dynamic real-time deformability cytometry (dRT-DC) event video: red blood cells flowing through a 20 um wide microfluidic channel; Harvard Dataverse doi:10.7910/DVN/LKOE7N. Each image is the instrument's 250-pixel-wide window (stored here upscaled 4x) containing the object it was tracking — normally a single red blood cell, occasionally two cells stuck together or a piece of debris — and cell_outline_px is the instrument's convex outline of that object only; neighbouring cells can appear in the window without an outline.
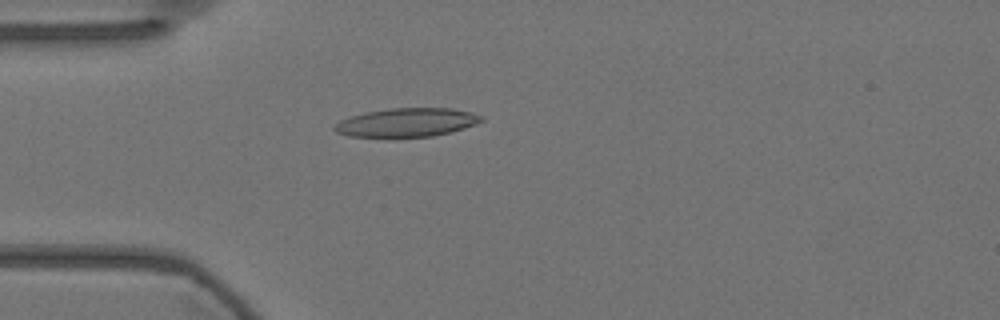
{"species": "Egyptian fruit bat (a non-hibernating species)", "species_latin": "Rousettus aegyptiacus", "temperature_condition": "warm", "stored_images_in_passage": 55, "camera_frame_rate_fps": 3000, "um_per_image_px": 0.085, "animal": {"sex": "female"}, "frame": {"image": 1, "passage_image": 14, "time_ms": 4.333, "image_size_px": [1000, 320], "cell_outline_px": [[484, 120], [476, 124], [464, 128], [432, 136], [348, 136], [336, 132], [332, 128], [340, 120], [364, 112], [392, 108], [452, 108], [472, 112], [484, 116]], "centroid_in_image_um": [34.6, 10.39], "position_along_channel_um": 50.4, "area_um2": 24.28}}
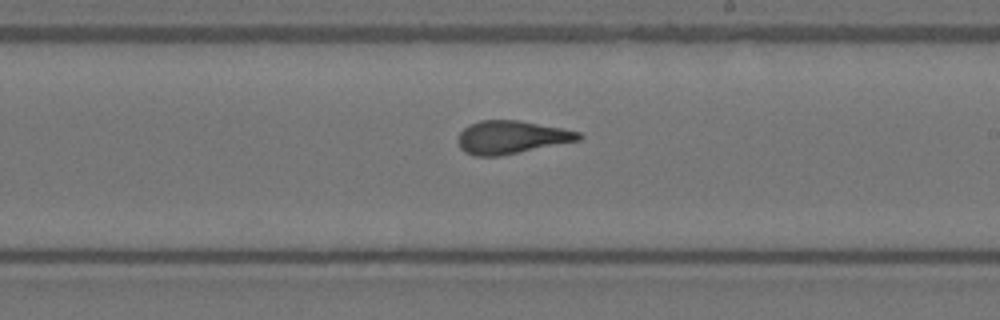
{"frame": {"image": 2, "passage_image": 31, "time_ms": 10.0, "image_size_px": [1000, 320], "cell_outline_px": [[584, 136], [580, 140], [500, 156], [476, 156], [464, 152], [460, 148], [456, 140], [460, 132], [468, 124], [480, 120], [516, 120], [560, 128], [580, 132]], "centroid_in_image_um": [43.42, 11.67], "position_along_channel_um": 245.6, "area_um2": 23.24}}
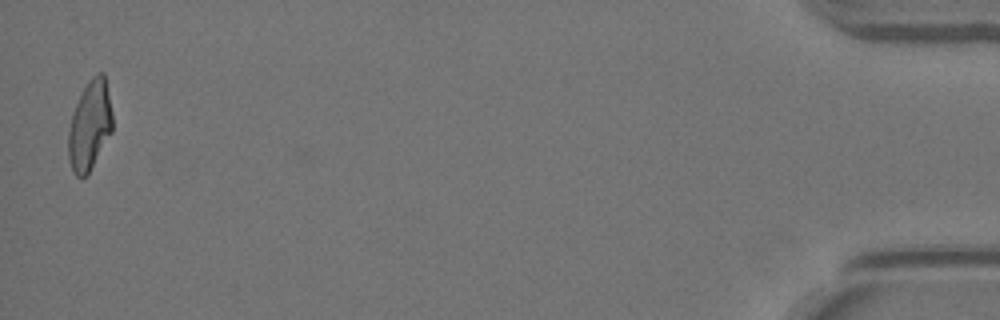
{"frame": {"image": 3, "passage_image": 54, "time_ms": 17.667, "image_size_px": [1000, 320], "cell_outline_px": [[112, 132], [88, 172], [80, 180], [72, 172], [68, 160], [68, 132], [72, 112], [88, 80], [96, 72], [104, 72], [112, 112]], "centroid_in_image_um": [7.61, 10.66], "position_along_channel_um": 427.6, "area_um2": 23.0}, "authors_computed_cell_mechanics": {"area_um2": 23.2934, "velocity_mm_per_s": 3.6011, "shape_relaxation_time_tau1_ms": 8.3191, "shape_relaxation_time_tau2_ms": 1.5554, "deformation_change_tau1": 0.2505, "deformation_change_tau2": 0.1027}}